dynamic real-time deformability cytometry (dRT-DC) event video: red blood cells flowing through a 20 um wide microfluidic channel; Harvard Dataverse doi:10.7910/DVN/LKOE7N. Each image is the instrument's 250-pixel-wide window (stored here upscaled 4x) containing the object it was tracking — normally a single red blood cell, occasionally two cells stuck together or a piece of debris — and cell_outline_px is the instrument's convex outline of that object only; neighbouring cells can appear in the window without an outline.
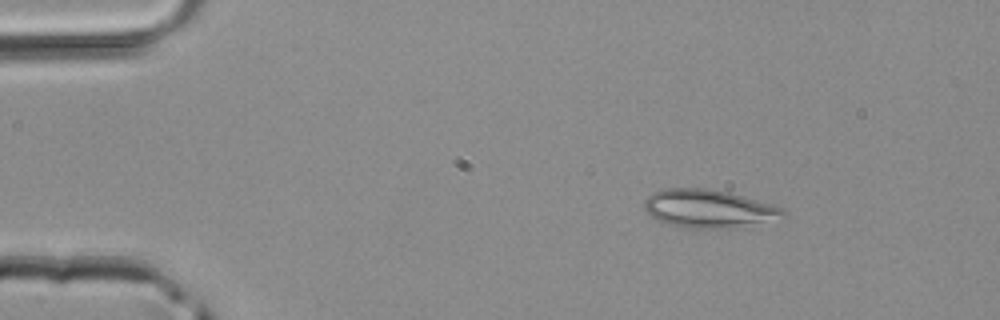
{"species": "common noctule bat (a hibernating species)", "species_latin": "Nyctalus noctula", "temperature_condition": "room temperature", "stored_images_in_passage": 4, "camera_frame_rate_fps": 3000, "um_per_image_px": 0.085, "animal": {"sex": "male", "body_mass_g": 20.4}, "frame": {"image": 1, "passage_image": 1, "time_ms": 0.0, "image_size_px": [1000, 320], "cell_outline_px": [[788, 216], [716, 228], [688, 228], [656, 220], [644, 208], [644, 200], [652, 192], [660, 188], [708, 188], [728, 192], [744, 196], [780, 208], [788, 212]], "centroid_in_image_um": [60.11, 17.69], "position_along_channel_um": 24.9, "area_um2": 29.88}}
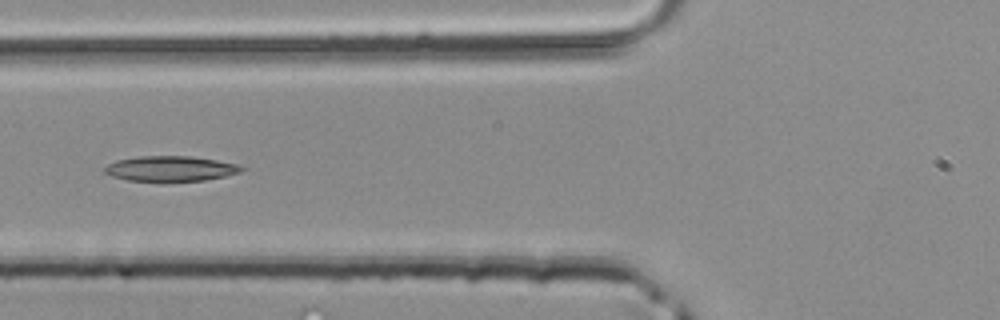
{"frame": {"image": 2, "passage_image": 4, "time_ms": 1.0, "image_size_px": [1000, 320], "cell_outline_px": [[244, 168], [240, 172], [224, 176], [204, 180], [128, 180], [112, 176], [104, 172], [104, 168], [108, 164], [116, 160], [140, 156], [192, 156], [216, 160], [236, 164]], "centroid_in_image_um": [14.47, 14.31], "position_along_channel_um": 111.3, "area_um2": 19.65}}